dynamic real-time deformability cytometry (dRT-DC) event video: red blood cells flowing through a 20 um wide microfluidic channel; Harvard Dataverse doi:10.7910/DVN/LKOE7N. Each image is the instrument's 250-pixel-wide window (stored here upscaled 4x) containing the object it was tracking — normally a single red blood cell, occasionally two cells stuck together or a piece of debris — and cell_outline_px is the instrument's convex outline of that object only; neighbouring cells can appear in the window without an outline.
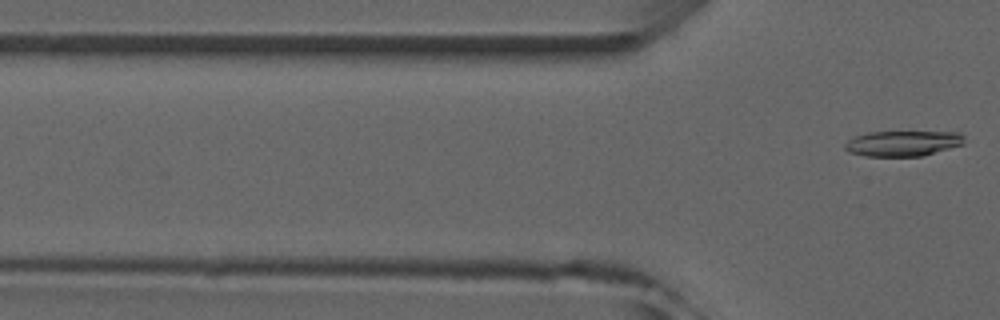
{"species": "common noctule bat (a hibernating species)", "species_latin": "Nyctalus noctula", "temperature_condition": "room temperature", "stored_images_in_passage": 4, "camera_frame_rate_fps": 3000, "um_per_image_px": 0.085, "animal": {"sex": "male", "forearm_length_mm": 52.5}, "frame": {"image": 1, "passage_image": 4, "time_ms": 3.333, "image_size_px": [1000, 320], "cell_outline_px": [[964, 144], [924, 156], [864, 156], [848, 152], [844, 148], [844, 144], [848, 140], [856, 136], [868, 132], [960, 132], [964, 136]], "centroid_in_image_um": [76.75, 12.19], "position_along_channel_um": 49.1, "area_um2": 17.8}}